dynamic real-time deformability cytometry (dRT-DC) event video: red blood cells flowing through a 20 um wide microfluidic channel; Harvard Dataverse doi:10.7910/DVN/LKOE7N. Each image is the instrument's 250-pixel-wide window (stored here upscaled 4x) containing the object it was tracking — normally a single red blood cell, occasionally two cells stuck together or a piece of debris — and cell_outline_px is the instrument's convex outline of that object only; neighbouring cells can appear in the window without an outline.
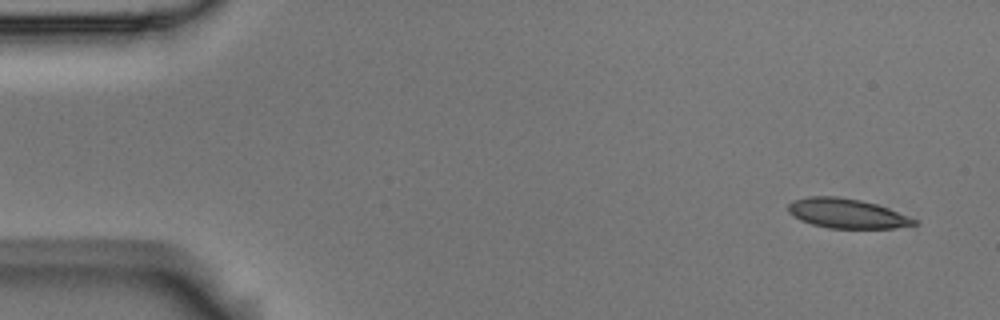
{"species": "Egyptian fruit bat (a non-hibernating species)", "species_latin": "Rousettus aegyptiacus", "temperature_condition": "room temperature", "stored_images_in_passage": 5, "camera_frame_rate_fps": 3000, "um_per_image_px": 0.085, "animal": {"sex": "male"}, "frame": {"image": 1, "passage_image": 1, "time_ms": 0.0, "image_size_px": [1000, 320], "cell_outline_px": [[916, 224], [892, 228], [828, 228], [812, 224], [800, 220], [788, 212], [788, 204], [792, 200], [808, 196], [836, 196], [860, 200], [876, 204], [888, 208], [916, 220]], "centroid_in_image_um": [71.91, 18.13], "position_along_channel_um": 13.1, "area_um2": 21.5}}
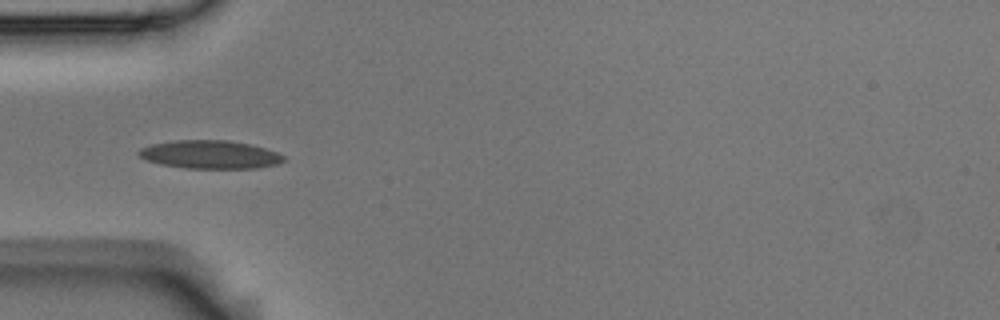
{"frame": {"image": 2, "passage_image": 5, "time_ms": 1.333, "image_size_px": [1000, 320], "cell_outline_px": [[288, 160], [276, 164], [256, 168], [184, 168], [160, 164], [148, 160], [140, 156], [136, 152], [140, 148], [152, 144], [176, 140], [228, 140], [248, 144], [264, 148], [276, 152], [284, 156]], "centroid_in_image_um": [17.85, 13.13], "position_along_channel_um": 67.2, "area_um2": 23.76}}